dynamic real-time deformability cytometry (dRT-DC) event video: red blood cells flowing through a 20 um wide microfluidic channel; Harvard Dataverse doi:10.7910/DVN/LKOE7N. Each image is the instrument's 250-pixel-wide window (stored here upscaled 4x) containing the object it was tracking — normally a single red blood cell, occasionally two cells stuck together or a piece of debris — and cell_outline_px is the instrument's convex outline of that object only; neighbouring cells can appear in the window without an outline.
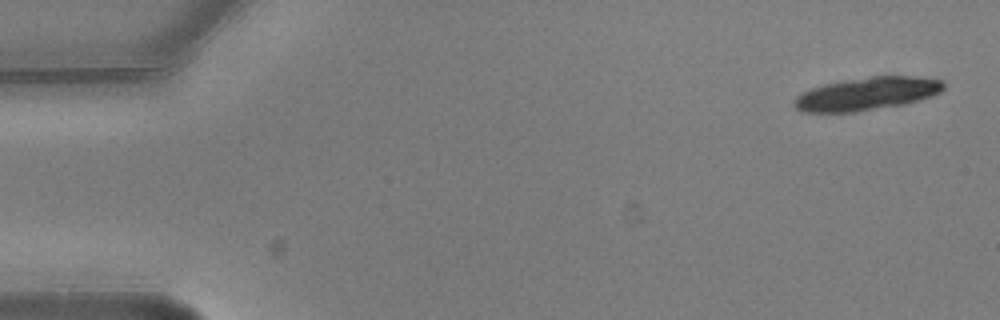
{"species": "common noctule bat (a hibernating species)", "species_latin": "Nyctalus noctula", "temperature_condition": "warm", "stored_images_in_passage": 5, "camera_frame_rate_fps": 3000, "um_per_image_px": 0.085, "animal": {"sex": "male", "body_mass_g": 20.5, "forearm_length_mm": 52.5}, "frame": {"image": 1, "passage_image": 1, "time_ms": 0.0, "image_size_px": [1000, 320], "cell_outline_px": [[944, 88], [940, 92], [932, 96], [904, 104], [856, 112], [804, 112], [796, 108], [792, 104], [796, 96], [800, 92], [824, 84], [840, 80], [872, 76], [912, 76], [944, 80]], "centroid_in_image_um": [73.66, 7.96], "position_along_channel_um": 11.3, "area_um2": 28.84}}